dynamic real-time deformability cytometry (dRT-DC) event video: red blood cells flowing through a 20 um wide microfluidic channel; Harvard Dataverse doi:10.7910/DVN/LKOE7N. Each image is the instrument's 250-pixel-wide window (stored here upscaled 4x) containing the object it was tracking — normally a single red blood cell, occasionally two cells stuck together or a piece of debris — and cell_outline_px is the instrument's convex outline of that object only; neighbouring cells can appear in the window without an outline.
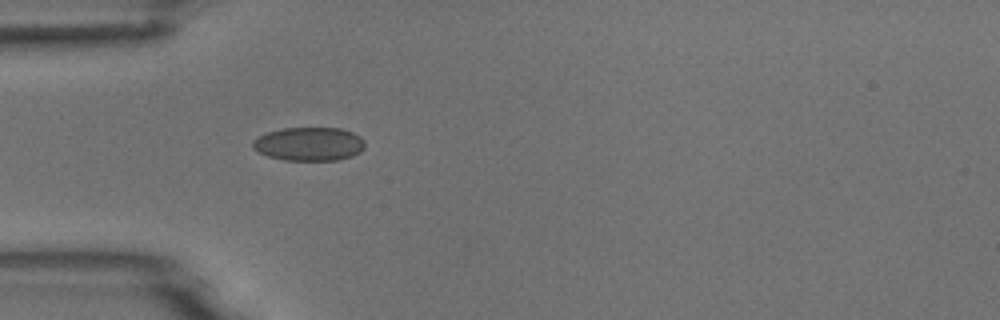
{"species": "common noctule bat (a hibernating species)", "species_latin": "Nyctalus noctula", "temperature_condition": "room temperature", "stored_images_in_passage": 1, "camera_frame_rate_fps": 3000, "um_per_image_px": 0.085, "animal": {"sex": "male", "body_mass_g": 18.8}, "frame": {"image": 1, "passage_image": 1, "time_ms": 0.0, "image_size_px": [1000, 320], "cell_outline_px": [[364, 148], [360, 152], [352, 156], [336, 160], [284, 160], [268, 156], [252, 148], [252, 140], [268, 132], [284, 128], [340, 128], [352, 132], [360, 136], [364, 140]], "centroid_in_image_um": [26.28, 12.24], "position_along_channel_um": 58.7, "area_um2": 21.91}}